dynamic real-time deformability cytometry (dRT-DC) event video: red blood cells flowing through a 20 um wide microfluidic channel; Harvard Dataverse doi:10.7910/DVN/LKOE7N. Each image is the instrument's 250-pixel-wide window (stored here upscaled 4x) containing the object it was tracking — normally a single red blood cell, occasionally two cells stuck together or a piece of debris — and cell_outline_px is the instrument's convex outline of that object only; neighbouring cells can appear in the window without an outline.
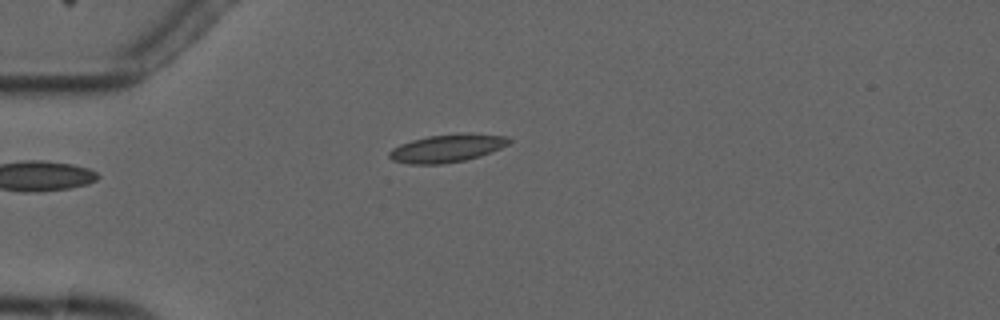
{"species": "common noctule bat (a hibernating species)", "species_latin": "Nyctalus noctula", "temperature_condition": "cold", "stored_images_in_passage": 3, "camera_frame_rate_fps": 3000, "um_per_image_px": 0.085, "animal": {"sex": "male", "forearm_length_mm": 52.5}, "frame": {"image": 1, "passage_image": 3, "time_ms": 2.333, "image_size_px": [1000, 320], "cell_outline_px": [[512, 140], [508, 144], [500, 148], [480, 156], [464, 160], [444, 164], [408, 164], [392, 160], [388, 156], [388, 152], [392, 148], [400, 144], [412, 140], [428, 136], [460, 132], [468, 132], [508, 136]], "centroid_in_image_um": [38.0, 12.58], "position_along_channel_um": 47.0, "area_um2": 19.77}}